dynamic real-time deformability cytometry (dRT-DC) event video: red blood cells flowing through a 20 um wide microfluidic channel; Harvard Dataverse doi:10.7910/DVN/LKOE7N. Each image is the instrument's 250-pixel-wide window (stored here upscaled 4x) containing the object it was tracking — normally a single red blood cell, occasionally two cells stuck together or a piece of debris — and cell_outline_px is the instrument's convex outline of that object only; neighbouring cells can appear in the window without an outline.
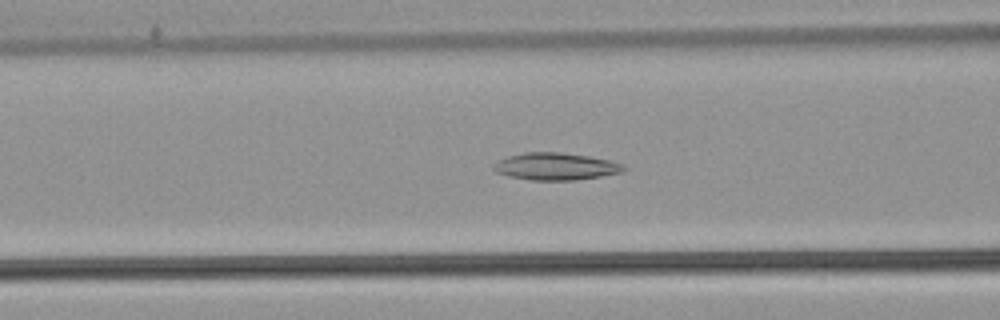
{"species": "common noctule bat (a hibernating species)", "species_latin": "Nyctalus noctula", "temperature_condition": "warm", "stored_images_in_passage": 48, "camera_frame_rate_fps": 3000, "um_per_image_px": 0.085, "animal": {"sex": "male", "body_mass_g": 21.5, "forearm_length_mm": 52.0}, "frame": {"image": 1, "passage_image": 16, "time_ms": 5.0, "image_size_px": [1000, 320], "cell_outline_px": [[628, 168], [624, 172], [576, 180], [532, 180], [508, 176], [496, 172], [492, 168], [500, 160], [508, 156], [524, 152], [560, 152], [588, 156], [608, 160], [624, 164]], "centroid_in_image_um": [47.27, 14.15], "position_along_channel_um": 119.3, "area_um2": 20.58}}
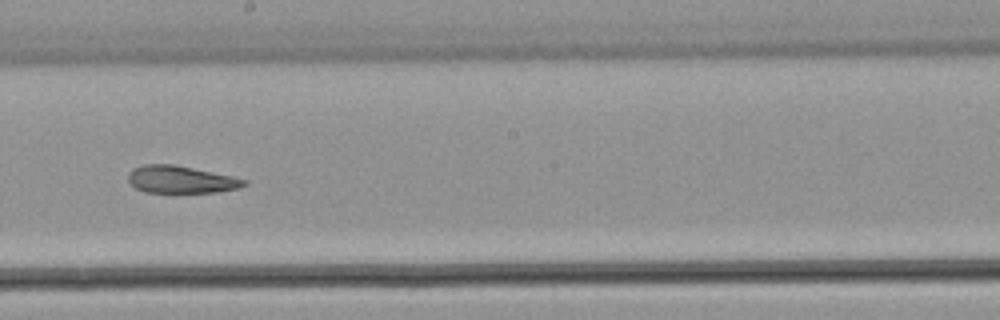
{"frame": {"image": 2, "passage_image": 25, "time_ms": 8.0, "image_size_px": [1000, 320], "cell_outline_px": [[248, 184], [240, 188], [216, 192], [144, 192], [136, 188], [128, 180], [128, 176], [136, 168], [144, 164], [172, 164], [232, 176], [248, 180]], "centroid_in_image_um": [15.43, 15.27], "position_along_channel_um": 232.8, "area_um2": 18.21}}
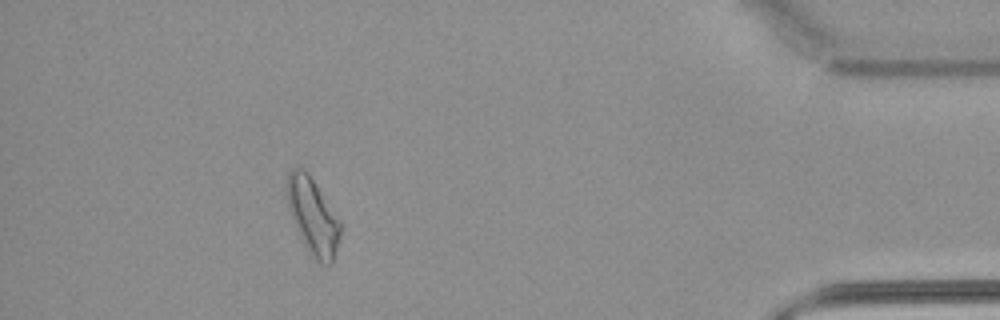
{"frame": {"image": 3, "passage_image": 43, "time_ms": 14.0, "image_size_px": [1000, 320], "cell_outline_px": [[340, 236], [332, 264], [328, 268], [320, 264], [308, 252], [296, 228], [288, 204], [288, 172], [292, 168], [304, 168], [308, 172], [340, 220]], "centroid_in_image_um": [26.62, 18.43], "position_along_channel_um": 408.6, "area_um2": 23.47}, "authors_computed_cell_mechanics": {"area_um2": 20.8369, "velocity_mm_per_s": 3.7933, "shape_relaxation_time_tau1_ms": null, "shape_relaxation_time_tau2_ms": 5.4704, "deformation_change_tau1": null, "deformation_change_tau2": 0.15}}